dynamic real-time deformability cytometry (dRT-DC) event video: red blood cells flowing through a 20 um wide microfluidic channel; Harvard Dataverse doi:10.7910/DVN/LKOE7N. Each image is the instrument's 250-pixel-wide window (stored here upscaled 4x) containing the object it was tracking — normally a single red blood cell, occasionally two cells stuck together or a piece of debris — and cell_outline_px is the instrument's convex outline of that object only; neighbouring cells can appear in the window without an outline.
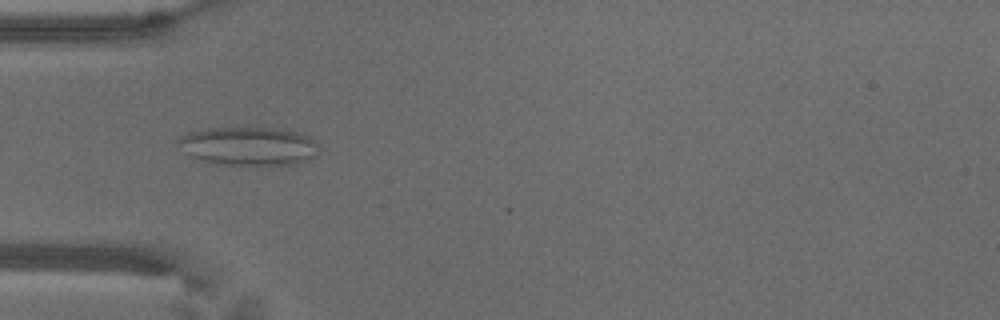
{"species": "common noctule bat (a hibernating species)", "species_latin": "Nyctalus noctula", "temperature_condition": "warm", "stored_images_in_passage": 57, "camera_frame_rate_fps": 3000, "um_per_image_px": 0.085, "animal": {"sex": "male", "body_mass_g": 18.8}, "frame": {"image": 1, "passage_image": 18, "time_ms": 5.667, "image_size_px": [1000, 320], "cell_outline_px": [[316, 156], [308, 160], [292, 164], [260, 168], [212, 164], [192, 156], [176, 140], [180, 136], [188, 132], [208, 128], [288, 128], [300, 132], [308, 136], [316, 144]], "centroid_in_image_um": [21.17, 12.45], "position_along_channel_um": 63.8, "area_um2": 32.43}}
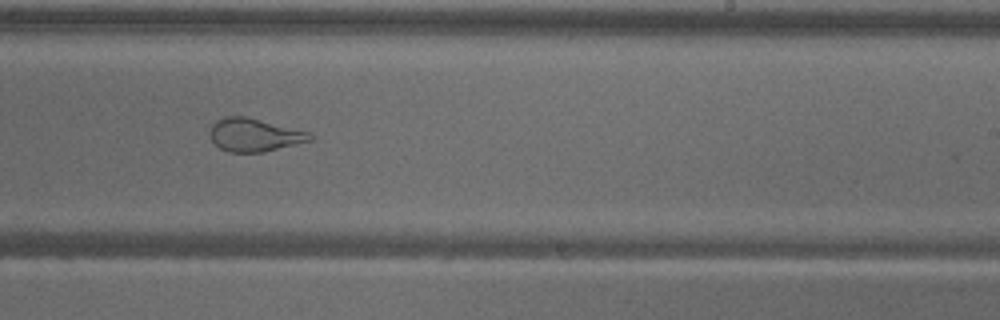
{"frame": {"image": 2, "passage_image": 35, "time_ms": 11.333, "image_size_px": [1000, 320], "cell_outline_px": [[316, 140], [264, 152], [228, 152], [220, 148], [212, 140], [208, 132], [212, 124], [216, 120], [224, 116], [244, 116], [308, 132], [316, 136]], "centroid_in_image_um": [21.64, 11.48], "position_along_channel_um": 267.4, "area_um2": 19.42}}
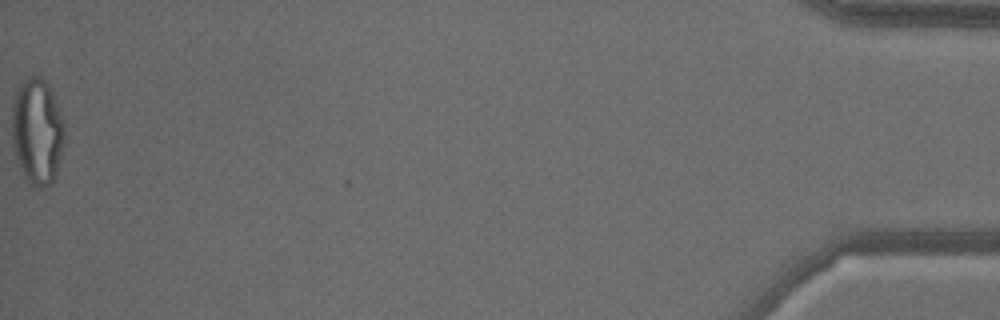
{"frame": {"image": 3, "passage_image": 57, "time_ms": 18.667, "image_size_px": [1000, 320], "cell_outline_px": [[64, 140], [56, 172], [52, 180], [44, 188], [36, 188], [28, 184], [24, 180], [12, 148], [12, 100], [16, 92], [24, 80], [36, 72], [48, 84], [52, 92], [64, 124]], "centroid_in_image_um": [3.12, 11.18], "position_along_channel_um": 432.1, "area_um2": 32.83}, "authors_computed_cell_mechanics": {"area_um2": 27.455, "velocity_mm_per_s": 3.591, "shape_relaxation_time_tau1_ms": null, "shape_relaxation_time_tau2_ms": 1.0226, "deformation_change_tau1": null, "deformation_change_tau2": 0.0959}}